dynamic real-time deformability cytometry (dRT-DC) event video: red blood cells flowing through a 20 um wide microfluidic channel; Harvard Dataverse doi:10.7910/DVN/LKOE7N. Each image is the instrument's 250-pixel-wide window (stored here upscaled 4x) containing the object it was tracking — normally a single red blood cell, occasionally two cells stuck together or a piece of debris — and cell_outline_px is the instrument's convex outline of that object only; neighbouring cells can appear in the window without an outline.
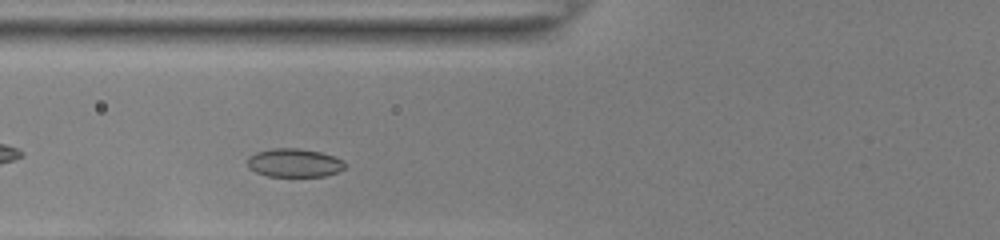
{"species": "common noctule bat (a hibernating species)", "species_latin": "Nyctalus noctula", "temperature_condition": "room temperature", "stored_images_in_passage": 33, "camera_frame_rate_fps": 3000, "um_per_image_px": 0.085, "animal": {"sex": "female", "body_mass_g": 22.0, "forearm_length_mm": 56.7}, "frame": {"image": 1, "passage_image": 4, "time_ms": 1.0, "image_size_px": [1000, 240], "cell_outline_px": [[344, 168], [328, 176], [268, 176], [256, 172], [248, 168], [248, 156], [256, 152], [272, 148], [296, 148], [320, 152], [336, 156], [344, 160]], "centroid_in_image_um": [25.01, 13.84], "position_along_channel_um": 100.8, "area_um2": 16.24}}
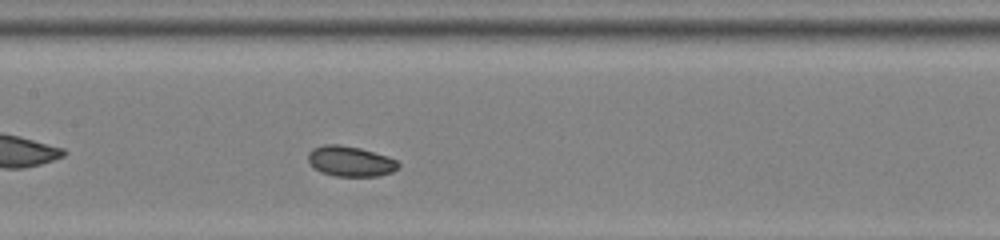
{"frame": {"image": 2, "passage_image": 10, "time_ms": 3.0, "image_size_px": [1000, 240], "cell_outline_px": [[400, 168], [392, 172], [380, 176], [336, 176], [320, 172], [308, 160], [308, 152], [312, 148], [324, 144], [340, 144], [360, 148], [388, 156], [396, 160], [400, 164]], "centroid_in_image_um": [29.81, 13.7], "position_along_channel_um": 177.6, "area_um2": 16.07}}
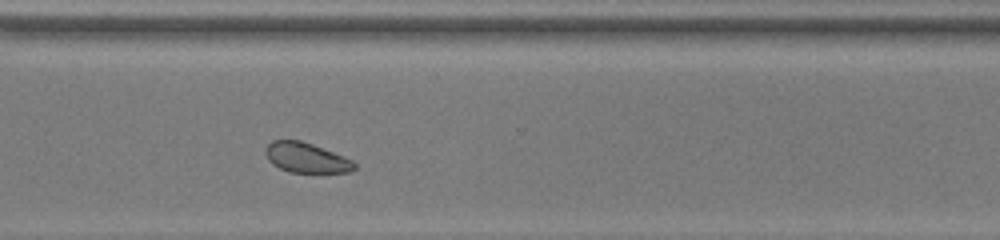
{"frame": {"image": 3, "passage_image": 23, "time_ms": 7.333, "image_size_px": [1000, 240], "cell_outline_px": [[356, 168], [352, 172], [288, 172], [272, 164], [268, 160], [264, 152], [264, 148], [272, 140], [300, 140], [312, 144], [344, 156], [352, 160], [356, 164]], "centroid_in_image_um": [26.01, 13.4], "position_along_channel_um": 344.6, "area_um2": 15.61}, "authors_computed_cell_mechanics": {"area_um2": 16.1262, "velocity_mm_per_s": 3.8477, "shape_relaxation_time_tau1_ms": 2.1625, "shape_relaxation_time_tau2_ms": null, "deformation_change_tau1": 0.0665, "deformation_change_tau2": null}}